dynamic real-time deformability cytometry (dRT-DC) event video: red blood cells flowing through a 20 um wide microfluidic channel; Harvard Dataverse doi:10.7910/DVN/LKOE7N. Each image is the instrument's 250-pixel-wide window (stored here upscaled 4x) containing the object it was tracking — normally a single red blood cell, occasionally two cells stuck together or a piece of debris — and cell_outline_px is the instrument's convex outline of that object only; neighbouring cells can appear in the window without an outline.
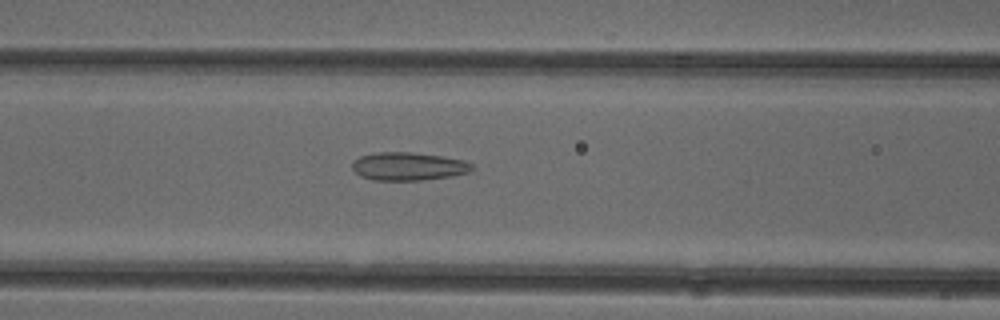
{"species": "common noctule bat (a hibernating species)", "species_latin": "Nyctalus noctula", "temperature_condition": "cold", "stored_images_in_passage": 51, "camera_frame_rate_fps": 3000, "um_per_image_px": 0.085, "animal": {"sex": "female"}, "frame": {"image": 1, "passage_image": 21, "time_ms": 6.667, "image_size_px": [1000, 320], "cell_outline_px": [[472, 172], [452, 176], [420, 180], [372, 180], [360, 176], [352, 168], [352, 160], [360, 156], [376, 152], [412, 152], [444, 156], [464, 160], [472, 164]], "centroid_in_image_um": [34.71, 14.13], "position_along_channel_um": 131.9, "area_um2": 19.83}}
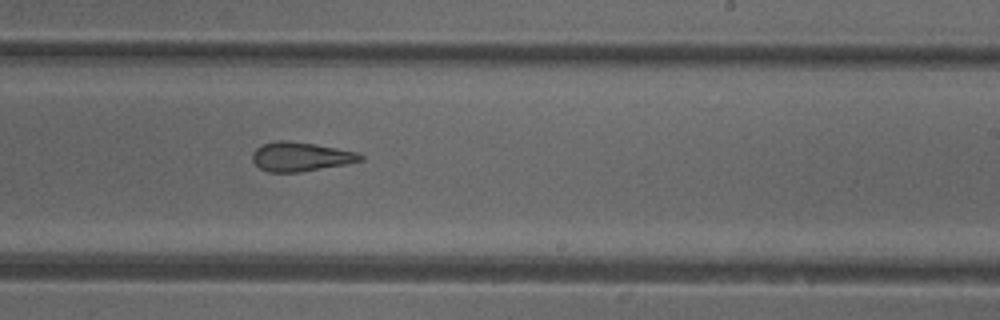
{"frame": {"image": 2, "passage_image": 31, "time_ms": 10.0, "image_size_px": [1000, 320], "cell_outline_px": [[364, 160], [344, 164], [300, 172], [268, 172], [260, 168], [252, 160], [252, 152], [256, 148], [264, 144], [276, 140], [288, 140], [316, 144], [356, 152], [364, 156]], "centroid_in_image_um": [25.53, 13.31], "position_along_channel_um": 263.5, "area_um2": 18.26}}
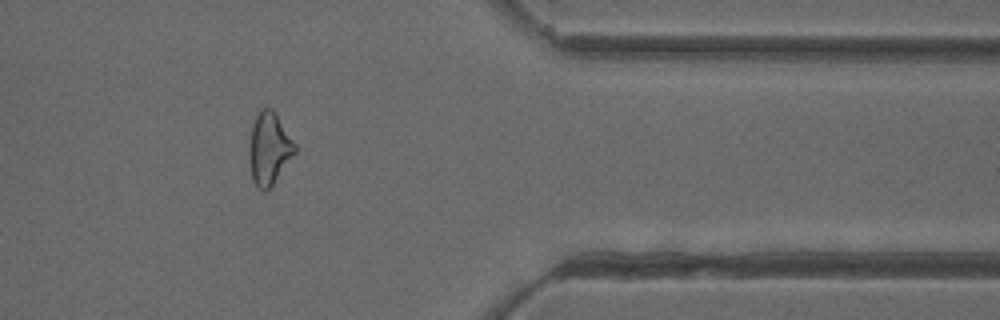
{"frame": {"image": 3, "passage_image": 42, "time_ms": 13.667, "image_size_px": [1000, 320], "cell_outline_px": [[296, 152], [272, 184], [264, 192], [252, 180], [248, 160], [248, 148], [252, 128], [256, 116], [264, 108], [272, 108], [276, 112], [296, 144]], "centroid_in_image_um": [22.87, 12.61], "position_along_channel_um": 388.5, "area_um2": 19.13}, "authors_computed_cell_mechanics": {"area_um2": 20.4034, "velocity_mm_per_s": 3.9598, "shape_relaxation_time_tau1_ms": null, "shape_relaxation_time_tau2_ms": 2.9698, "deformation_change_tau1": null, "deformation_change_tau2": 0.1184}}